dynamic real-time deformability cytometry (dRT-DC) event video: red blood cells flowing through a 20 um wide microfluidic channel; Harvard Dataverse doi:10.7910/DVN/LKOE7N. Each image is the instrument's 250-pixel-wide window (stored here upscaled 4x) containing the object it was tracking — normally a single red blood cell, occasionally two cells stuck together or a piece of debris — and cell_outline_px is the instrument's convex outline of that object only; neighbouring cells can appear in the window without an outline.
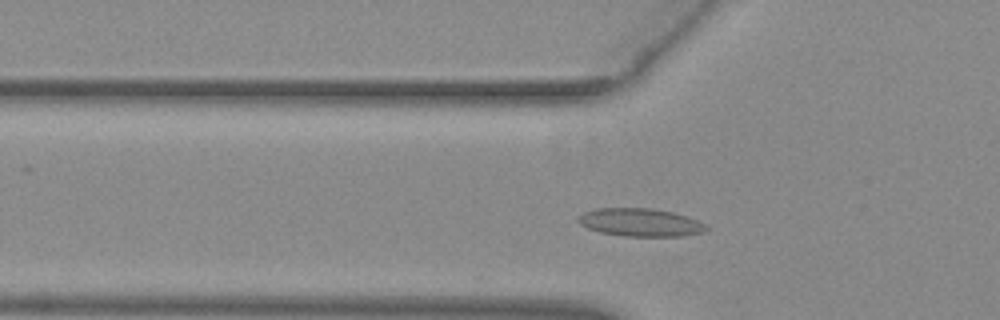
{"species": "common noctule bat (a hibernating species)", "species_latin": "Nyctalus noctula", "temperature_condition": "warm", "stored_images_in_passage": 44, "camera_frame_rate_fps": 3000, "um_per_image_px": 0.085, "animal": {"sex": "female", "body_mass_g": 29.2, "forearm_length_mm": 56.3}, "frame": {"image": 1, "passage_image": 9, "time_ms": 2.667, "image_size_px": [1000, 320], "cell_outline_px": [[708, 228], [704, 232], [684, 236], [624, 236], [600, 232], [588, 228], [580, 224], [576, 220], [584, 212], [596, 208], [652, 208], [672, 212], [688, 216], [700, 220]], "centroid_in_image_um": [54.45, 18.9], "position_along_channel_um": 71.3, "area_um2": 20.98}}
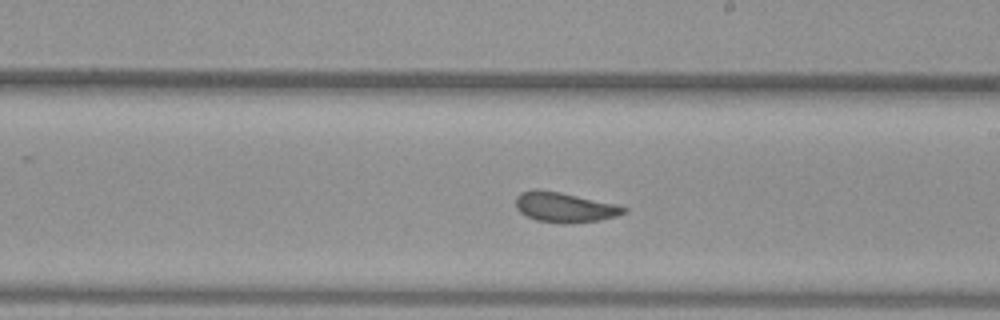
{"frame": {"image": 2, "passage_image": 22, "time_ms": 7.0, "image_size_px": [1000, 320], "cell_outline_px": [[628, 208], [624, 212], [616, 216], [600, 220], [568, 224], [560, 224], [536, 220], [520, 212], [516, 208], [516, 196], [520, 192], [532, 188], [540, 188], [560, 192], [616, 204]], "centroid_in_image_um": [47.94, 17.61], "position_along_channel_um": 241.1, "area_um2": 19.07}}
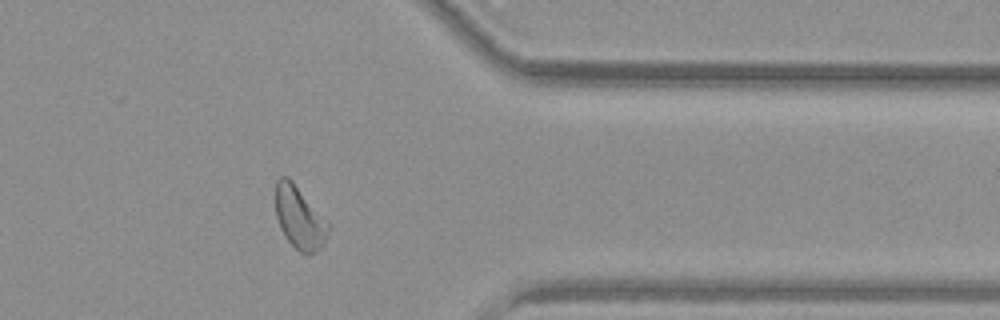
{"frame": {"image": 3, "passage_image": 34, "time_ms": 11.0, "image_size_px": [1000, 320], "cell_outline_px": [[328, 232], [324, 244], [316, 252], [308, 256], [300, 252], [284, 236], [280, 228], [276, 216], [276, 180], [280, 176], [288, 176], [292, 180], [328, 224]], "centroid_in_image_um": [25.42, 18.53], "position_along_channel_um": 386.0, "area_um2": 18.9}, "authors_computed_cell_mechanics": {"area_um2": 19.1896, "velocity_mm_per_s": 3.9191, "shape_relaxation_time_tau1_ms": 8.1954, "shape_relaxation_time_tau2_ms": 1.2282, "deformation_change_tau1": 0.1809, "deformation_change_tau2": 0.0497}}